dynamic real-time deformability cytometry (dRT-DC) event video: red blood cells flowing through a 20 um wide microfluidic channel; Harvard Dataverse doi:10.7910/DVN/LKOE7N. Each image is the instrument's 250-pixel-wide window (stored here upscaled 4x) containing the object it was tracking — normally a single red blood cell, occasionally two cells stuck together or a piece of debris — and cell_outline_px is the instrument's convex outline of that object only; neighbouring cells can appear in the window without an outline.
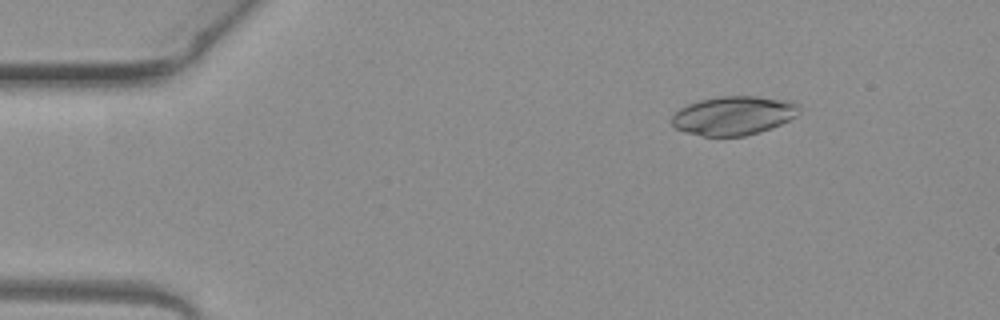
{"species": "common noctule bat (a hibernating species)", "species_latin": "Nyctalus noctula", "temperature_condition": "warm", "stored_images_in_passage": 3, "camera_frame_rate_fps": 3000, "um_per_image_px": 0.085, "animal": {"sex": "female", "body_mass_g": 19.3, "forearm_length_mm": 54.1}, "frame": {"image": 1, "passage_image": 1, "time_ms": 0.0, "image_size_px": [1000, 320], "cell_outline_px": [[800, 112], [796, 116], [780, 124], [760, 132], [744, 136], [704, 136], [684, 132], [676, 128], [672, 124], [672, 116], [680, 108], [688, 104], [700, 100], [720, 96], [756, 96], [788, 100], [800, 104]], "centroid_in_image_um": [62.37, 9.82], "position_along_channel_um": 22.6, "area_um2": 28.9}}